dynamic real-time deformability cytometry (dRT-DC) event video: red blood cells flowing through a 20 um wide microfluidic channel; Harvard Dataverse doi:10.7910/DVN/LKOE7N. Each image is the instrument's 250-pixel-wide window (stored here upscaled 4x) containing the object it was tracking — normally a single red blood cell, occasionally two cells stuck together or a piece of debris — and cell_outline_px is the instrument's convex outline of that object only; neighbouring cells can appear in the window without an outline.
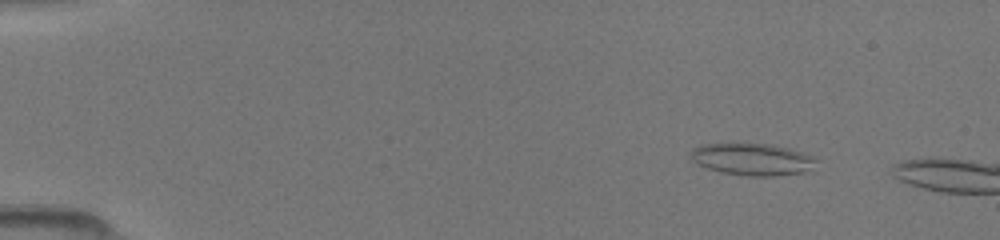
{"species": "common noctule bat (a hibernating species)", "species_latin": "Nyctalus noctula", "temperature_condition": "room temperature", "stored_images_in_passage": 47, "camera_frame_rate_fps": 3000, "um_per_image_px": 0.085, "animal": {"sex": "female", "body_mass_g": 19.5, "forearm_length_mm": 54.1}, "frame": {"image": 1, "passage_image": 7, "time_ms": 2.0, "image_size_px": [1000, 240], "cell_outline_px": [[816, 160], [808, 172], [776, 176], [748, 176], [724, 172], [708, 168], [696, 164], [688, 156], [692, 148], [700, 144], [772, 144], [804, 152], [812, 156]], "centroid_in_image_um": [63.92, 13.54], "position_along_channel_um": 21.1, "area_um2": 23.47}}
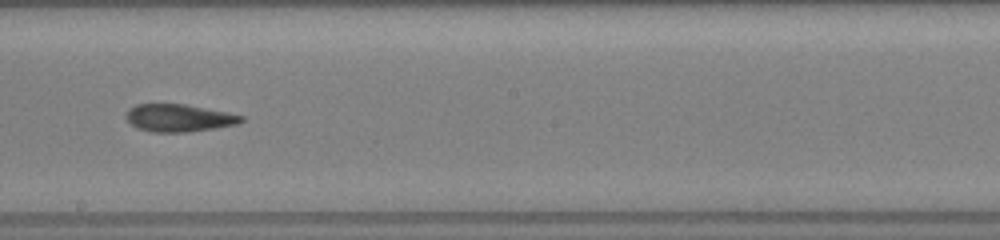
{"frame": {"image": 2, "passage_image": 30, "time_ms": 9.667, "image_size_px": [1000, 240], "cell_outline_px": [[244, 120], [236, 124], [212, 128], [184, 132], [152, 132], [136, 128], [124, 116], [128, 108], [136, 104], [184, 104], [228, 112], [244, 116]], "centroid_in_image_um": [15.16, 10.01], "position_along_channel_um": 233.0, "area_um2": 18.38}}
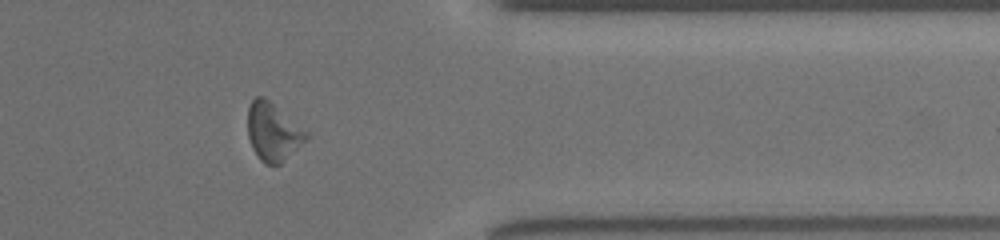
{"frame": {"image": 3, "passage_image": 42, "time_ms": 13.667, "image_size_px": [1000, 240], "cell_outline_px": [[308, 136], [280, 164], [264, 164], [260, 160], [252, 148], [248, 136], [248, 108], [252, 100], [256, 96], [264, 96], [308, 132]], "centroid_in_image_um": [23.16, 11.19], "position_along_channel_um": 388.2, "area_um2": 19.36}}